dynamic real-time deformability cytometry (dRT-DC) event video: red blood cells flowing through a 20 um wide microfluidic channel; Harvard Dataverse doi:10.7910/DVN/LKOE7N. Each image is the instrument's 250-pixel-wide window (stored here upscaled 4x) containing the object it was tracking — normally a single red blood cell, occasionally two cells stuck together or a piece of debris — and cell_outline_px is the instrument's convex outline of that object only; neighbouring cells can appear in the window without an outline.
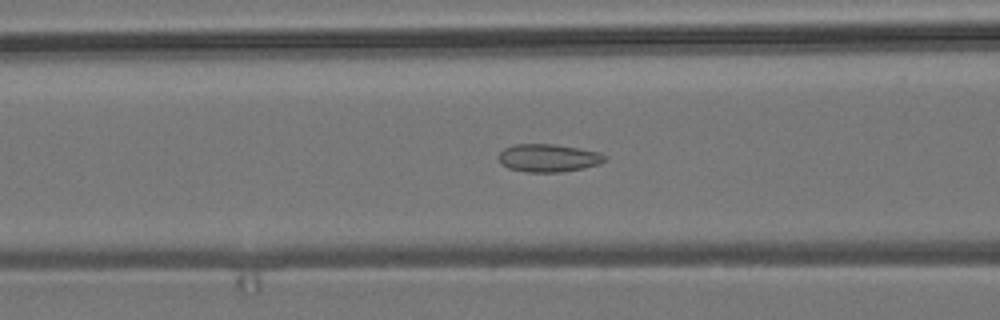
{"species": "common noctule bat (a hibernating species)", "species_latin": "Nyctalus noctula", "temperature_condition": "room temperature", "stored_images_in_passage": 45, "camera_frame_rate_fps": 3000, "um_per_image_px": 0.085, "animal": {"sex": "male", "body_mass_g": 19.2, "forearm_length_mm": 51.8}, "frame": {"image": 1, "passage_image": 22, "time_ms": 7.0, "image_size_px": [1000, 320], "cell_outline_px": [[608, 156], [600, 164], [584, 168], [560, 172], [528, 172], [508, 168], [500, 164], [496, 156], [504, 148], [516, 144], [556, 144], [580, 148], [600, 152]], "centroid_in_image_um": [46.6, 13.42], "position_along_channel_um": 120.0, "area_um2": 17.51}}
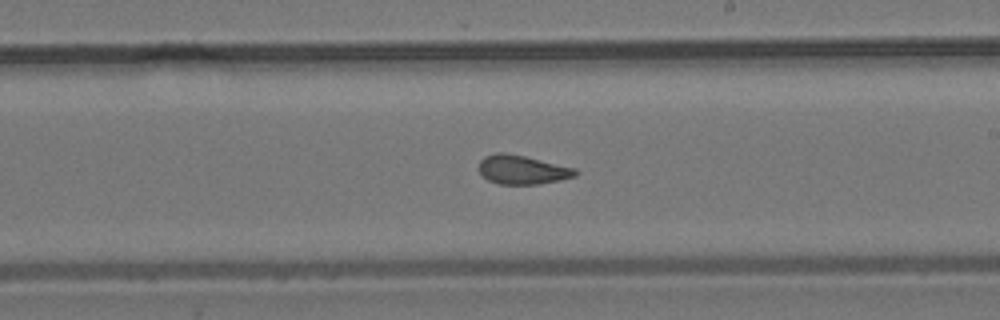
{"frame": {"image": 2, "passage_image": 32, "time_ms": 10.333, "image_size_px": [1000, 320], "cell_outline_px": [[580, 172], [576, 176], [560, 180], [536, 184], [500, 184], [488, 180], [480, 172], [480, 160], [484, 156], [496, 152], [504, 152], [524, 156], [576, 168]], "centroid_in_image_um": [44.42, 14.42], "position_along_channel_um": 244.6, "area_um2": 16.24}}
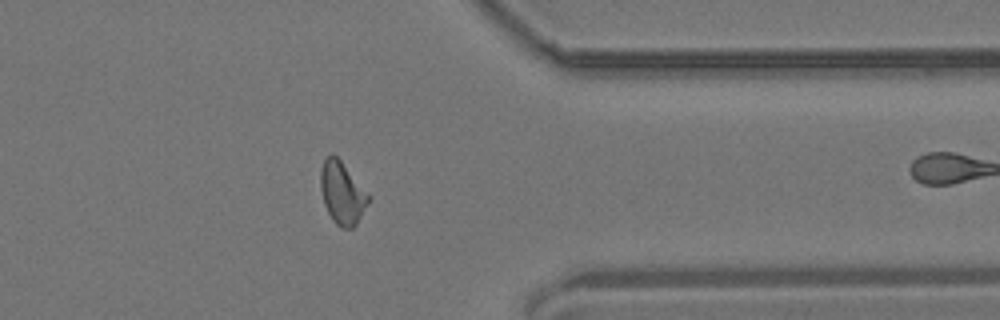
{"frame": {"image": 3, "passage_image": 44, "time_ms": 14.333, "image_size_px": [1000, 320], "cell_outline_px": [[372, 196], [368, 204], [356, 224], [352, 228], [340, 228], [332, 220], [324, 204], [320, 188], [320, 172], [324, 160], [332, 152], [340, 160]], "centroid_in_image_um": [29.09, 16.41], "position_along_channel_um": 382.3, "area_um2": 17.51}}